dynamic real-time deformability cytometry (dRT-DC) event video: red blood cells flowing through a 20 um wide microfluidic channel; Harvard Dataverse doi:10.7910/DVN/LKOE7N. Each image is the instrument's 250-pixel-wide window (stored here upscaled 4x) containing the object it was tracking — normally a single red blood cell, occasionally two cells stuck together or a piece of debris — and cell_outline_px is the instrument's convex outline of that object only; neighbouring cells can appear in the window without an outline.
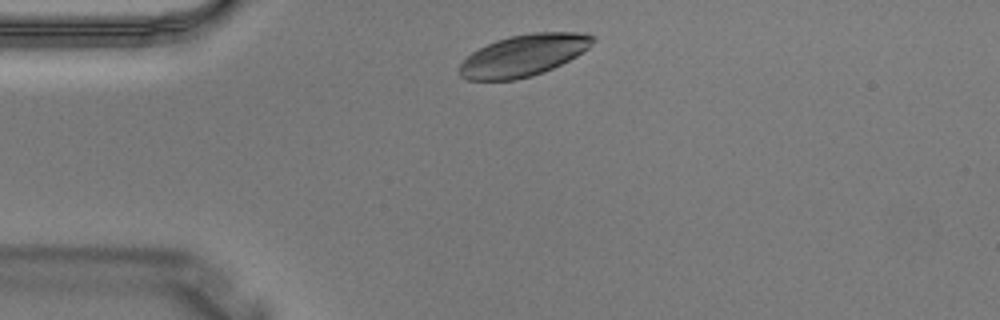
{"species": "Egyptian fruit bat (a non-hibernating species)", "species_latin": "Rousettus aegyptiacus", "temperature_condition": "warm", "stored_images_in_passage": 2, "camera_frame_rate_fps": 3000, "um_per_image_px": 0.085, "animal": {"sex": "male"}, "frame": {"image": 1, "passage_image": 1, "time_ms": 0.0, "image_size_px": [1000, 320], "cell_outline_px": [[596, 40], [588, 48], [576, 56], [552, 68], [532, 76], [516, 80], [468, 80], [460, 76], [460, 64], [472, 52], [496, 40], [508, 36], [532, 32], [580, 32], [596, 36]], "centroid_in_image_um": [44.52, 4.7], "position_along_channel_um": 40.5, "area_um2": 32.25}}